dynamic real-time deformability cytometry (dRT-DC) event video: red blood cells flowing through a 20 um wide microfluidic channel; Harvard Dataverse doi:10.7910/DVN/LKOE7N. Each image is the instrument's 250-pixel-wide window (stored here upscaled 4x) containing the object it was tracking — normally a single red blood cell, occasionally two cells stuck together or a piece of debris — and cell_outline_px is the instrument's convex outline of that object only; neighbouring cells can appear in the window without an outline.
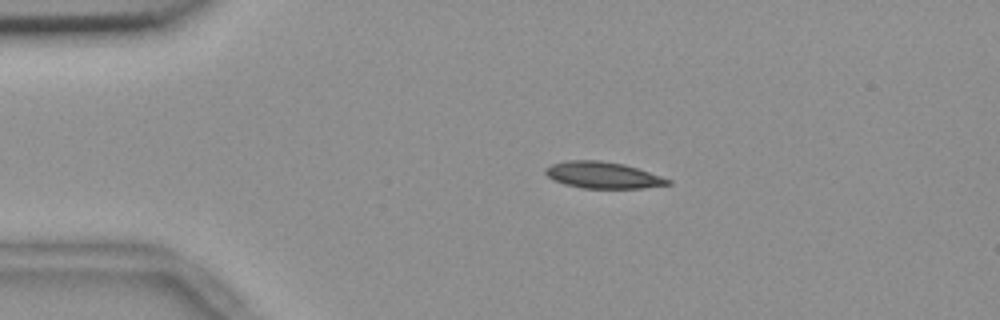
{"species": "common noctule bat (a hibernating species)", "species_latin": "Nyctalus noctula", "temperature_condition": "room temperature", "stored_images_in_passage": 45, "camera_frame_rate_fps": 3000, "um_per_image_px": 0.085, "animal": {"sex": "female", "body_mass_g": 18.4}, "frame": {"image": 1, "passage_image": 1, "time_ms": 0.0, "image_size_px": [1000, 320], "cell_outline_px": [[672, 184], [644, 188], [580, 188], [564, 184], [552, 180], [544, 172], [544, 168], [552, 164], [568, 160], [600, 160], [624, 164], [672, 180]], "centroid_in_image_um": [51.22, 14.89], "position_along_channel_um": 33.8, "area_um2": 18.96}}
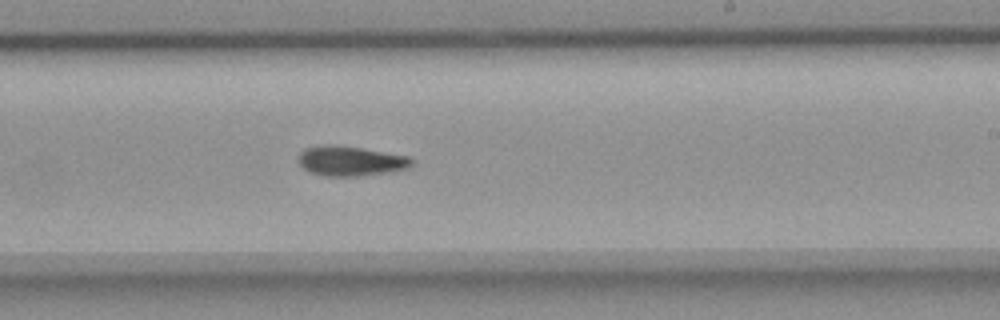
{"frame": {"image": 2, "passage_image": 23, "time_ms": 7.333, "image_size_px": [1000, 320], "cell_outline_px": [[412, 164], [408, 168], [388, 172], [360, 176], [324, 176], [308, 172], [296, 160], [300, 152], [304, 148], [324, 144], [332, 144], [360, 148], [408, 156], [412, 160]], "centroid_in_image_um": [29.73, 13.68], "position_along_channel_um": 259.3, "area_um2": 19.77}}
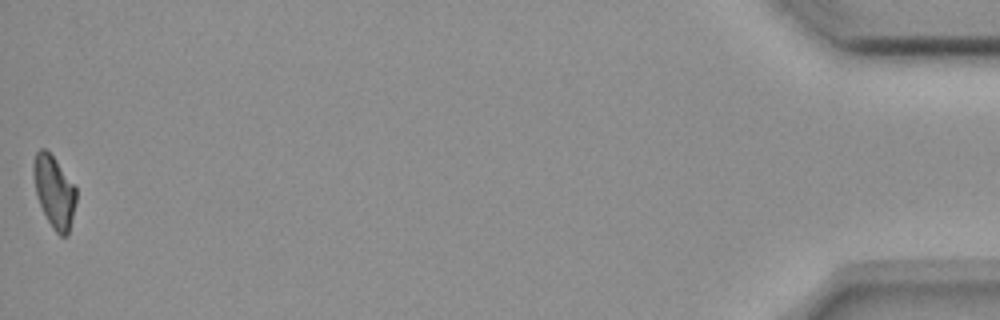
{"frame": {"image": 3, "passage_image": 45, "time_ms": 14.667, "image_size_px": [1000, 320], "cell_outline_px": [[76, 200], [68, 236], [60, 236], [52, 228], [40, 204], [36, 192], [32, 172], [32, 164], [36, 152], [40, 148], [44, 148], [56, 160], [76, 188]], "centroid_in_image_um": [4.59, 16.29], "position_along_channel_um": 430.6, "area_um2": 17.69}, "authors_computed_cell_mechanics": {"area_um2": 19.0162, "velocity_mm_per_s": 3.6653, "shape_relaxation_time_tau1_ms": null, "shape_relaxation_time_tau2_ms": 6.4387, "deformation_change_tau1": null, "deformation_change_tau2": 0.1257}}